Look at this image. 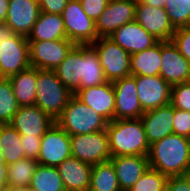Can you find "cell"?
<instances>
[{
	"label": "cell",
	"mask_w": 190,
	"mask_h": 191,
	"mask_svg": "<svg viewBox=\"0 0 190 191\" xmlns=\"http://www.w3.org/2000/svg\"><path fill=\"white\" fill-rule=\"evenodd\" d=\"M150 168L167 177L183 176L190 168L189 138L170 134L150 145L148 153Z\"/></svg>",
	"instance_id": "cell-1"
},
{
	"label": "cell",
	"mask_w": 190,
	"mask_h": 191,
	"mask_svg": "<svg viewBox=\"0 0 190 191\" xmlns=\"http://www.w3.org/2000/svg\"><path fill=\"white\" fill-rule=\"evenodd\" d=\"M111 157L148 156L150 145L140 119H114L106 128Z\"/></svg>",
	"instance_id": "cell-2"
},
{
	"label": "cell",
	"mask_w": 190,
	"mask_h": 191,
	"mask_svg": "<svg viewBox=\"0 0 190 191\" xmlns=\"http://www.w3.org/2000/svg\"><path fill=\"white\" fill-rule=\"evenodd\" d=\"M55 123L73 136L106 130L109 122L73 95Z\"/></svg>",
	"instance_id": "cell-3"
},
{
	"label": "cell",
	"mask_w": 190,
	"mask_h": 191,
	"mask_svg": "<svg viewBox=\"0 0 190 191\" xmlns=\"http://www.w3.org/2000/svg\"><path fill=\"white\" fill-rule=\"evenodd\" d=\"M72 96L54 70L37 69L35 105L53 120L61 115Z\"/></svg>",
	"instance_id": "cell-4"
},
{
	"label": "cell",
	"mask_w": 190,
	"mask_h": 191,
	"mask_svg": "<svg viewBox=\"0 0 190 191\" xmlns=\"http://www.w3.org/2000/svg\"><path fill=\"white\" fill-rule=\"evenodd\" d=\"M31 67L27 37L0 29V74L9 78Z\"/></svg>",
	"instance_id": "cell-5"
},
{
	"label": "cell",
	"mask_w": 190,
	"mask_h": 191,
	"mask_svg": "<svg viewBox=\"0 0 190 191\" xmlns=\"http://www.w3.org/2000/svg\"><path fill=\"white\" fill-rule=\"evenodd\" d=\"M91 46L98 54L108 82L130 76L131 55L113 40L109 37H100Z\"/></svg>",
	"instance_id": "cell-6"
},
{
	"label": "cell",
	"mask_w": 190,
	"mask_h": 191,
	"mask_svg": "<svg viewBox=\"0 0 190 191\" xmlns=\"http://www.w3.org/2000/svg\"><path fill=\"white\" fill-rule=\"evenodd\" d=\"M61 15L67 39L75 45H91L98 39L96 23L85 14L80 2L69 0Z\"/></svg>",
	"instance_id": "cell-7"
},
{
	"label": "cell",
	"mask_w": 190,
	"mask_h": 191,
	"mask_svg": "<svg viewBox=\"0 0 190 191\" xmlns=\"http://www.w3.org/2000/svg\"><path fill=\"white\" fill-rule=\"evenodd\" d=\"M71 155L91 166L111 159L106 130L70 136Z\"/></svg>",
	"instance_id": "cell-8"
},
{
	"label": "cell",
	"mask_w": 190,
	"mask_h": 191,
	"mask_svg": "<svg viewBox=\"0 0 190 191\" xmlns=\"http://www.w3.org/2000/svg\"><path fill=\"white\" fill-rule=\"evenodd\" d=\"M71 156L70 135L53 123L42 136L38 164L57 167Z\"/></svg>",
	"instance_id": "cell-9"
},
{
	"label": "cell",
	"mask_w": 190,
	"mask_h": 191,
	"mask_svg": "<svg viewBox=\"0 0 190 191\" xmlns=\"http://www.w3.org/2000/svg\"><path fill=\"white\" fill-rule=\"evenodd\" d=\"M28 42L31 67L41 70H55L75 46L68 39Z\"/></svg>",
	"instance_id": "cell-10"
},
{
	"label": "cell",
	"mask_w": 190,
	"mask_h": 191,
	"mask_svg": "<svg viewBox=\"0 0 190 191\" xmlns=\"http://www.w3.org/2000/svg\"><path fill=\"white\" fill-rule=\"evenodd\" d=\"M39 13L38 0H9L6 21L1 29L28 37Z\"/></svg>",
	"instance_id": "cell-11"
},
{
	"label": "cell",
	"mask_w": 190,
	"mask_h": 191,
	"mask_svg": "<svg viewBox=\"0 0 190 191\" xmlns=\"http://www.w3.org/2000/svg\"><path fill=\"white\" fill-rule=\"evenodd\" d=\"M134 0H109L96 23L98 38L110 37L118 28L135 20Z\"/></svg>",
	"instance_id": "cell-12"
},
{
	"label": "cell",
	"mask_w": 190,
	"mask_h": 191,
	"mask_svg": "<svg viewBox=\"0 0 190 191\" xmlns=\"http://www.w3.org/2000/svg\"><path fill=\"white\" fill-rule=\"evenodd\" d=\"M115 94L114 119H140L144 114L134 76L123 77L112 82Z\"/></svg>",
	"instance_id": "cell-13"
},
{
	"label": "cell",
	"mask_w": 190,
	"mask_h": 191,
	"mask_svg": "<svg viewBox=\"0 0 190 191\" xmlns=\"http://www.w3.org/2000/svg\"><path fill=\"white\" fill-rule=\"evenodd\" d=\"M134 77L137 97L144 112L170 104L172 86L160 75Z\"/></svg>",
	"instance_id": "cell-14"
},
{
	"label": "cell",
	"mask_w": 190,
	"mask_h": 191,
	"mask_svg": "<svg viewBox=\"0 0 190 191\" xmlns=\"http://www.w3.org/2000/svg\"><path fill=\"white\" fill-rule=\"evenodd\" d=\"M135 21L158 41H171L175 33L165 8H154L142 1L136 3Z\"/></svg>",
	"instance_id": "cell-15"
},
{
	"label": "cell",
	"mask_w": 190,
	"mask_h": 191,
	"mask_svg": "<svg viewBox=\"0 0 190 191\" xmlns=\"http://www.w3.org/2000/svg\"><path fill=\"white\" fill-rule=\"evenodd\" d=\"M160 76L171 86L190 82V62L172 41H161Z\"/></svg>",
	"instance_id": "cell-16"
},
{
	"label": "cell",
	"mask_w": 190,
	"mask_h": 191,
	"mask_svg": "<svg viewBox=\"0 0 190 191\" xmlns=\"http://www.w3.org/2000/svg\"><path fill=\"white\" fill-rule=\"evenodd\" d=\"M55 123L48 114L36 105L22 106L9 123L21 136H43Z\"/></svg>",
	"instance_id": "cell-17"
},
{
	"label": "cell",
	"mask_w": 190,
	"mask_h": 191,
	"mask_svg": "<svg viewBox=\"0 0 190 191\" xmlns=\"http://www.w3.org/2000/svg\"><path fill=\"white\" fill-rule=\"evenodd\" d=\"M74 96L91 107L108 122L114 120L115 94L112 82L79 89Z\"/></svg>",
	"instance_id": "cell-18"
},
{
	"label": "cell",
	"mask_w": 190,
	"mask_h": 191,
	"mask_svg": "<svg viewBox=\"0 0 190 191\" xmlns=\"http://www.w3.org/2000/svg\"><path fill=\"white\" fill-rule=\"evenodd\" d=\"M109 38L130 55L149 49L159 42L135 20L118 28Z\"/></svg>",
	"instance_id": "cell-19"
},
{
	"label": "cell",
	"mask_w": 190,
	"mask_h": 191,
	"mask_svg": "<svg viewBox=\"0 0 190 191\" xmlns=\"http://www.w3.org/2000/svg\"><path fill=\"white\" fill-rule=\"evenodd\" d=\"M141 121L149 145L173 134V106L171 104L144 112Z\"/></svg>",
	"instance_id": "cell-20"
},
{
	"label": "cell",
	"mask_w": 190,
	"mask_h": 191,
	"mask_svg": "<svg viewBox=\"0 0 190 191\" xmlns=\"http://www.w3.org/2000/svg\"><path fill=\"white\" fill-rule=\"evenodd\" d=\"M121 191H128L150 167L148 156L128 155L111 157Z\"/></svg>",
	"instance_id": "cell-21"
},
{
	"label": "cell",
	"mask_w": 190,
	"mask_h": 191,
	"mask_svg": "<svg viewBox=\"0 0 190 191\" xmlns=\"http://www.w3.org/2000/svg\"><path fill=\"white\" fill-rule=\"evenodd\" d=\"M66 191H88L92 166L75 157L65 159L57 166Z\"/></svg>",
	"instance_id": "cell-22"
},
{
	"label": "cell",
	"mask_w": 190,
	"mask_h": 191,
	"mask_svg": "<svg viewBox=\"0 0 190 191\" xmlns=\"http://www.w3.org/2000/svg\"><path fill=\"white\" fill-rule=\"evenodd\" d=\"M84 45H75L54 70L63 85L74 95L80 89Z\"/></svg>",
	"instance_id": "cell-23"
},
{
	"label": "cell",
	"mask_w": 190,
	"mask_h": 191,
	"mask_svg": "<svg viewBox=\"0 0 190 191\" xmlns=\"http://www.w3.org/2000/svg\"><path fill=\"white\" fill-rule=\"evenodd\" d=\"M59 39H67L62 15L40 11L27 40L53 41Z\"/></svg>",
	"instance_id": "cell-24"
},
{
	"label": "cell",
	"mask_w": 190,
	"mask_h": 191,
	"mask_svg": "<svg viewBox=\"0 0 190 191\" xmlns=\"http://www.w3.org/2000/svg\"><path fill=\"white\" fill-rule=\"evenodd\" d=\"M19 107L35 105L37 68L28 69L9 77Z\"/></svg>",
	"instance_id": "cell-25"
},
{
	"label": "cell",
	"mask_w": 190,
	"mask_h": 191,
	"mask_svg": "<svg viewBox=\"0 0 190 191\" xmlns=\"http://www.w3.org/2000/svg\"><path fill=\"white\" fill-rule=\"evenodd\" d=\"M161 41L149 49L131 55V76L160 75Z\"/></svg>",
	"instance_id": "cell-26"
},
{
	"label": "cell",
	"mask_w": 190,
	"mask_h": 191,
	"mask_svg": "<svg viewBox=\"0 0 190 191\" xmlns=\"http://www.w3.org/2000/svg\"><path fill=\"white\" fill-rule=\"evenodd\" d=\"M106 82L98 54L91 45H84V62L80 89L101 85Z\"/></svg>",
	"instance_id": "cell-27"
},
{
	"label": "cell",
	"mask_w": 190,
	"mask_h": 191,
	"mask_svg": "<svg viewBox=\"0 0 190 191\" xmlns=\"http://www.w3.org/2000/svg\"><path fill=\"white\" fill-rule=\"evenodd\" d=\"M21 135L10 124H0V149L7 165L26 158Z\"/></svg>",
	"instance_id": "cell-28"
},
{
	"label": "cell",
	"mask_w": 190,
	"mask_h": 191,
	"mask_svg": "<svg viewBox=\"0 0 190 191\" xmlns=\"http://www.w3.org/2000/svg\"><path fill=\"white\" fill-rule=\"evenodd\" d=\"M89 191H121L110 160L92 166Z\"/></svg>",
	"instance_id": "cell-29"
},
{
	"label": "cell",
	"mask_w": 190,
	"mask_h": 191,
	"mask_svg": "<svg viewBox=\"0 0 190 191\" xmlns=\"http://www.w3.org/2000/svg\"><path fill=\"white\" fill-rule=\"evenodd\" d=\"M37 165L36 160L28 158L9 164L7 172L8 187L20 190L30 186Z\"/></svg>",
	"instance_id": "cell-30"
},
{
	"label": "cell",
	"mask_w": 190,
	"mask_h": 191,
	"mask_svg": "<svg viewBox=\"0 0 190 191\" xmlns=\"http://www.w3.org/2000/svg\"><path fill=\"white\" fill-rule=\"evenodd\" d=\"M30 186L38 191H66L57 167L41 164L37 165Z\"/></svg>",
	"instance_id": "cell-31"
},
{
	"label": "cell",
	"mask_w": 190,
	"mask_h": 191,
	"mask_svg": "<svg viewBox=\"0 0 190 191\" xmlns=\"http://www.w3.org/2000/svg\"><path fill=\"white\" fill-rule=\"evenodd\" d=\"M19 105L9 78L0 80V124H9Z\"/></svg>",
	"instance_id": "cell-32"
},
{
	"label": "cell",
	"mask_w": 190,
	"mask_h": 191,
	"mask_svg": "<svg viewBox=\"0 0 190 191\" xmlns=\"http://www.w3.org/2000/svg\"><path fill=\"white\" fill-rule=\"evenodd\" d=\"M164 8L174 29L190 26V0H167Z\"/></svg>",
	"instance_id": "cell-33"
},
{
	"label": "cell",
	"mask_w": 190,
	"mask_h": 191,
	"mask_svg": "<svg viewBox=\"0 0 190 191\" xmlns=\"http://www.w3.org/2000/svg\"><path fill=\"white\" fill-rule=\"evenodd\" d=\"M167 176L148 168L128 191H164Z\"/></svg>",
	"instance_id": "cell-34"
},
{
	"label": "cell",
	"mask_w": 190,
	"mask_h": 191,
	"mask_svg": "<svg viewBox=\"0 0 190 191\" xmlns=\"http://www.w3.org/2000/svg\"><path fill=\"white\" fill-rule=\"evenodd\" d=\"M170 104L174 108L190 111V82L172 86Z\"/></svg>",
	"instance_id": "cell-35"
},
{
	"label": "cell",
	"mask_w": 190,
	"mask_h": 191,
	"mask_svg": "<svg viewBox=\"0 0 190 191\" xmlns=\"http://www.w3.org/2000/svg\"><path fill=\"white\" fill-rule=\"evenodd\" d=\"M173 131L174 134L189 138L190 111H184L173 107Z\"/></svg>",
	"instance_id": "cell-36"
},
{
	"label": "cell",
	"mask_w": 190,
	"mask_h": 191,
	"mask_svg": "<svg viewBox=\"0 0 190 191\" xmlns=\"http://www.w3.org/2000/svg\"><path fill=\"white\" fill-rule=\"evenodd\" d=\"M171 41L181 55L190 62V26L175 29Z\"/></svg>",
	"instance_id": "cell-37"
},
{
	"label": "cell",
	"mask_w": 190,
	"mask_h": 191,
	"mask_svg": "<svg viewBox=\"0 0 190 191\" xmlns=\"http://www.w3.org/2000/svg\"><path fill=\"white\" fill-rule=\"evenodd\" d=\"M109 0H83L80 2L85 14L96 22L107 7Z\"/></svg>",
	"instance_id": "cell-38"
},
{
	"label": "cell",
	"mask_w": 190,
	"mask_h": 191,
	"mask_svg": "<svg viewBox=\"0 0 190 191\" xmlns=\"http://www.w3.org/2000/svg\"><path fill=\"white\" fill-rule=\"evenodd\" d=\"M41 139L42 136H21L20 141L23 144L26 158L37 161L40 153Z\"/></svg>",
	"instance_id": "cell-39"
},
{
	"label": "cell",
	"mask_w": 190,
	"mask_h": 191,
	"mask_svg": "<svg viewBox=\"0 0 190 191\" xmlns=\"http://www.w3.org/2000/svg\"><path fill=\"white\" fill-rule=\"evenodd\" d=\"M69 0H38L40 11L62 14Z\"/></svg>",
	"instance_id": "cell-40"
},
{
	"label": "cell",
	"mask_w": 190,
	"mask_h": 191,
	"mask_svg": "<svg viewBox=\"0 0 190 191\" xmlns=\"http://www.w3.org/2000/svg\"><path fill=\"white\" fill-rule=\"evenodd\" d=\"M164 191H190V184L184 175L168 177Z\"/></svg>",
	"instance_id": "cell-41"
},
{
	"label": "cell",
	"mask_w": 190,
	"mask_h": 191,
	"mask_svg": "<svg viewBox=\"0 0 190 191\" xmlns=\"http://www.w3.org/2000/svg\"><path fill=\"white\" fill-rule=\"evenodd\" d=\"M9 8V0H0V29L6 21L7 11Z\"/></svg>",
	"instance_id": "cell-42"
},
{
	"label": "cell",
	"mask_w": 190,
	"mask_h": 191,
	"mask_svg": "<svg viewBox=\"0 0 190 191\" xmlns=\"http://www.w3.org/2000/svg\"><path fill=\"white\" fill-rule=\"evenodd\" d=\"M7 172H8V165L6 163H0V190L8 187Z\"/></svg>",
	"instance_id": "cell-43"
},
{
	"label": "cell",
	"mask_w": 190,
	"mask_h": 191,
	"mask_svg": "<svg viewBox=\"0 0 190 191\" xmlns=\"http://www.w3.org/2000/svg\"><path fill=\"white\" fill-rule=\"evenodd\" d=\"M144 4L150 5L154 8H164L167 0H142Z\"/></svg>",
	"instance_id": "cell-44"
},
{
	"label": "cell",
	"mask_w": 190,
	"mask_h": 191,
	"mask_svg": "<svg viewBox=\"0 0 190 191\" xmlns=\"http://www.w3.org/2000/svg\"><path fill=\"white\" fill-rule=\"evenodd\" d=\"M20 191H38L35 188H32L31 186H27L26 188L20 189Z\"/></svg>",
	"instance_id": "cell-45"
},
{
	"label": "cell",
	"mask_w": 190,
	"mask_h": 191,
	"mask_svg": "<svg viewBox=\"0 0 190 191\" xmlns=\"http://www.w3.org/2000/svg\"><path fill=\"white\" fill-rule=\"evenodd\" d=\"M0 191H20L19 189L11 188V187H6L1 189Z\"/></svg>",
	"instance_id": "cell-46"
},
{
	"label": "cell",
	"mask_w": 190,
	"mask_h": 191,
	"mask_svg": "<svg viewBox=\"0 0 190 191\" xmlns=\"http://www.w3.org/2000/svg\"><path fill=\"white\" fill-rule=\"evenodd\" d=\"M184 176L187 178L189 184H190V168L186 171V173L184 174Z\"/></svg>",
	"instance_id": "cell-47"
},
{
	"label": "cell",
	"mask_w": 190,
	"mask_h": 191,
	"mask_svg": "<svg viewBox=\"0 0 190 191\" xmlns=\"http://www.w3.org/2000/svg\"><path fill=\"white\" fill-rule=\"evenodd\" d=\"M0 163H5L3 158V151L0 149Z\"/></svg>",
	"instance_id": "cell-48"
}]
</instances>
